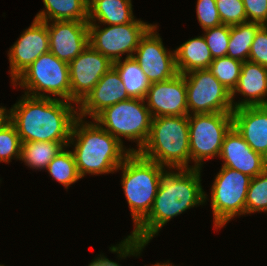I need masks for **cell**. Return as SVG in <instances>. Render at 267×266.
<instances>
[{
    "mask_svg": "<svg viewBox=\"0 0 267 266\" xmlns=\"http://www.w3.org/2000/svg\"><path fill=\"white\" fill-rule=\"evenodd\" d=\"M165 170L149 214L132 233L110 251L118 257L138 256L150 240L173 217L205 203L208 195L201 186V168Z\"/></svg>",
    "mask_w": 267,
    "mask_h": 266,
    "instance_id": "cell-1",
    "label": "cell"
},
{
    "mask_svg": "<svg viewBox=\"0 0 267 266\" xmlns=\"http://www.w3.org/2000/svg\"><path fill=\"white\" fill-rule=\"evenodd\" d=\"M10 109L21 142H69L78 110L72 102L23 95Z\"/></svg>",
    "mask_w": 267,
    "mask_h": 266,
    "instance_id": "cell-2",
    "label": "cell"
},
{
    "mask_svg": "<svg viewBox=\"0 0 267 266\" xmlns=\"http://www.w3.org/2000/svg\"><path fill=\"white\" fill-rule=\"evenodd\" d=\"M70 144L75 147L72 153L81 178L87 173H114L124 159L134 152V148L126 149L96 121L87 123L80 117L74 122L68 146Z\"/></svg>",
    "mask_w": 267,
    "mask_h": 266,
    "instance_id": "cell-3",
    "label": "cell"
},
{
    "mask_svg": "<svg viewBox=\"0 0 267 266\" xmlns=\"http://www.w3.org/2000/svg\"><path fill=\"white\" fill-rule=\"evenodd\" d=\"M138 153L169 169H192L188 165L191 159L188 116L154 117L149 137Z\"/></svg>",
    "mask_w": 267,
    "mask_h": 266,
    "instance_id": "cell-4",
    "label": "cell"
},
{
    "mask_svg": "<svg viewBox=\"0 0 267 266\" xmlns=\"http://www.w3.org/2000/svg\"><path fill=\"white\" fill-rule=\"evenodd\" d=\"M117 170H122L121 183L135 228L149 214L166 169L131 152Z\"/></svg>",
    "mask_w": 267,
    "mask_h": 266,
    "instance_id": "cell-5",
    "label": "cell"
},
{
    "mask_svg": "<svg viewBox=\"0 0 267 266\" xmlns=\"http://www.w3.org/2000/svg\"><path fill=\"white\" fill-rule=\"evenodd\" d=\"M152 115L144 99L130 98L105 108L93 120L123 144L121 136L137 141L139 152L151 129Z\"/></svg>",
    "mask_w": 267,
    "mask_h": 266,
    "instance_id": "cell-6",
    "label": "cell"
},
{
    "mask_svg": "<svg viewBox=\"0 0 267 266\" xmlns=\"http://www.w3.org/2000/svg\"><path fill=\"white\" fill-rule=\"evenodd\" d=\"M12 84L26 89L24 94L32 97L45 98L51 94L71 102L69 63L59 60L51 52L36 59Z\"/></svg>",
    "mask_w": 267,
    "mask_h": 266,
    "instance_id": "cell-7",
    "label": "cell"
},
{
    "mask_svg": "<svg viewBox=\"0 0 267 266\" xmlns=\"http://www.w3.org/2000/svg\"><path fill=\"white\" fill-rule=\"evenodd\" d=\"M188 124L192 168H201L203 160L220 155L224 137L233 126L232 113L190 114Z\"/></svg>",
    "mask_w": 267,
    "mask_h": 266,
    "instance_id": "cell-8",
    "label": "cell"
},
{
    "mask_svg": "<svg viewBox=\"0 0 267 266\" xmlns=\"http://www.w3.org/2000/svg\"><path fill=\"white\" fill-rule=\"evenodd\" d=\"M211 186L214 228L224 227L235 216L245 214L248 187L252 177L222 166Z\"/></svg>",
    "mask_w": 267,
    "mask_h": 266,
    "instance_id": "cell-9",
    "label": "cell"
},
{
    "mask_svg": "<svg viewBox=\"0 0 267 266\" xmlns=\"http://www.w3.org/2000/svg\"><path fill=\"white\" fill-rule=\"evenodd\" d=\"M152 26L137 19L102 29L97 23H88L89 45L112 62L121 60L124 53H127L126 58L133 57L140 39Z\"/></svg>",
    "mask_w": 267,
    "mask_h": 266,
    "instance_id": "cell-10",
    "label": "cell"
},
{
    "mask_svg": "<svg viewBox=\"0 0 267 266\" xmlns=\"http://www.w3.org/2000/svg\"><path fill=\"white\" fill-rule=\"evenodd\" d=\"M184 77L188 115L191 113H232L234 108L231 93L208 69L193 70L184 74Z\"/></svg>",
    "mask_w": 267,
    "mask_h": 266,
    "instance_id": "cell-11",
    "label": "cell"
},
{
    "mask_svg": "<svg viewBox=\"0 0 267 266\" xmlns=\"http://www.w3.org/2000/svg\"><path fill=\"white\" fill-rule=\"evenodd\" d=\"M156 30L157 25H153L145 33L133 55L151 83L166 81L178 74L175 51L164 47Z\"/></svg>",
    "mask_w": 267,
    "mask_h": 266,
    "instance_id": "cell-12",
    "label": "cell"
},
{
    "mask_svg": "<svg viewBox=\"0 0 267 266\" xmlns=\"http://www.w3.org/2000/svg\"><path fill=\"white\" fill-rule=\"evenodd\" d=\"M113 67V62L90 45L69 63L71 102L79 105Z\"/></svg>",
    "mask_w": 267,
    "mask_h": 266,
    "instance_id": "cell-13",
    "label": "cell"
},
{
    "mask_svg": "<svg viewBox=\"0 0 267 266\" xmlns=\"http://www.w3.org/2000/svg\"><path fill=\"white\" fill-rule=\"evenodd\" d=\"M50 41L46 22L35 19L9 49L12 82L36 59L49 52Z\"/></svg>",
    "mask_w": 267,
    "mask_h": 266,
    "instance_id": "cell-14",
    "label": "cell"
},
{
    "mask_svg": "<svg viewBox=\"0 0 267 266\" xmlns=\"http://www.w3.org/2000/svg\"><path fill=\"white\" fill-rule=\"evenodd\" d=\"M152 117L188 116L186 82L184 74L151 83L144 98Z\"/></svg>",
    "mask_w": 267,
    "mask_h": 266,
    "instance_id": "cell-15",
    "label": "cell"
},
{
    "mask_svg": "<svg viewBox=\"0 0 267 266\" xmlns=\"http://www.w3.org/2000/svg\"><path fill=\"white\" fill-rule=\"evenodd\" d=\"M46 22L50 49L59 60L70 63L89 46L88 21Z\"/></svg>",
    "mask_w": 267,
    "mask_h": 266,
    "instance_id": "cell-16",
    "label": "cell"
},
{
    "mask_svg": "<svg viewBox=\"0 0 267 266\" xmlns=\"http://www.w3.org/2000/svg\"><path fill=\"white\" fill-rule=\"evenodd\" d=\"M219 157L223 159L222 166L235 169L252 178L266 169L265 158L253 151L233 126L224 137Z\"/></svg>",
    "mask_w": 267,
    "mask_h": 266,
    "instance_id": "cell-17",
    "label": "cell"
},
{
    "mask_svg": "<svg viewBox=\"0 0 267 266\" xmlns=\"http://www.w3.org/2000/svg\"><path fill=\"white\" fill-rule=\"evenodd\" d=\"M130 99L118 72L112 67L106 72L87 97L76 106L78 117L95 118L105 108Z\"/></svg>",
    "mask_w": 267,
    "mask_h": 266,
    "instance_id": "cell-18",
    "label": "cell"
},
{
    "mask_svg": "<svg viewBox=\"0 0 267 266\" xmlns=\"http://www.w3.org/2000/svg\"><path fill=\"white\" fill-rule=\"evenodd\" d=\"M233 127L256 153L267 155V107L244 106L232 111Z\"/></svg>",
    "mask_w": 267,
    "mask_h": 266,
    "instance_id": "cell-19",
    "label": "cell"
},
{
    "mask_svg": "<svg viewBox=\"0 0 267 266\" xmlns=\"http://www.w3.org/2000/svg\"><path fill=\"white\" fill-rule=\"evenodd\" d=\"M236 93L246 98L235 103L233 99ZM265 96H267V67L251 61L243 62L237 86L231 92L233 108L264 105L267 100Z\"/></svg>",
    "mask_w": 267,
    "mask_h": 266,
    "instance_id": "cell-20",
    "label": "cell"
},
{
    "mask_svg": "<svg viewBox=\"0 0 267 266\" xmlns=\"http://www.w3.org/2000/svg\"><path fill=\"white\" fill-rule=\"evenodd\" d=\"M131 0H89L88 23L127 24L135 20Z\"/></svg>",
    "mask_w": 267,
    "mask_h": 266,
    "instance_id": "cell-21",
    "label": "cell"
},
{
    "mask_svg": "<svg viewBox=\"0 0 267 266\" xmlns=\"http://www.w3.org/2000/svg\"><path fill=\"white\" fill-rule=\"evenodd\" d=\"M174 51L176 69L180 74H186L193 70L208 69L213 61L204 36L187 40Z\"/></svg>",
    "mask_w": 267,
    "mask_h": 266,
    "instance_id": "cell-22",
    "label": "cell"
},
{
    "mask_svg": "<svg viewBox=\"0 0 267 266\" xmlns=\"http://www.w3.org/2000/svg\"><path fill=\"white\" fill-rule=\"evenodd\" d=\"M46 10L35 19L51 21H88V0H43Z\"/></svg>",
    "mask_w": 267,
    "mask_h": 266,
    "instance_id": "cell-23",
    "label": "cell"
},
{
    "mask_svg": "<svg viewBox=\"0 0 267 266\" xmlns=\"http://www.w3.org/2000/svg\"><path fill=\"white\" fill-rule=\"evenodd\" d=\"M113 68L118 72L130 98H145L151 82L133 57L113 62Z\"/></svg>",
    "mask_w": 267,
    "mask_h": 266,
    "instance_id": "cell-24",
    "label": "cell"
},
{
    "mask_svg": "<svg viewBox=\"0 0 267 266\" xmlns=\"http://www.w3.org/2000/svg\"><path fill=\"white\" fill-rule=\"evenodd\" d=\"M69 142H46L32 141L23 142L21 146L20 160L30 168L46 169L53 158L59 154L63 148H67Z\"/></svg>",
    "mask_w": 267,
    "mask_h": 266,
    "instance_id": "cell-25",
    "label": "cell"
},
{
    "mask_svg": "<svg viewBox=\"0 0 267 266\" xmlns=\"http://www.w3.org/2000/svg\"><path fill=\"white\" fill-rule=\"evenodd\" d=\"M262 26V24L256 22H244L231 25L227 57L241 62L248 61L254 37Z\"/></svg>",
    "mask_w": 267,
    "mask_h": 266,
    "instance_id": "cell-26",
    "label": "cell"
},
{
    "mask_svg": "<svg viewBox=\"0 0 267 266\" xmlns=\"http://www.w3.org/2000/svg\"><path fill=\"white\" fill-rule=\"evenodd\" d=\"M47 171L59 183L68 187L77 182L81 177L78 174L75 159L72 151H67L64 148L57 154L48 164Z\"/></svg>",
    "mask_w": 267,
    "mask_h": 266,
    "instance_id": "cell-27",
    "label": "cell"
},
{
    "mask_svg": "<svg viewBox=\"0 0 267 266\" xmlns=\"http://www.w3.org/2000/svg\"><path fill=\"white\" fill-rule=\"evenodd\" d=\"M243 62L230 57L214 58L208 67L216 79L231 93L237 86Z\"/></svg>",
    "mask_w": 267,
    "mask_h": 266,
    "instance_id": "cell-28",
    "label": "cell"
},
{
    "mask_svg": "<svg viewBox=\"0 0 267 266\" xmlns=\"http://www.w3.org/2000/svg\"><path fill=\"white\" fill-rule=\"evenodd\" d=\"M267 211V168L251 179L245 203V214Z\"/></svg>",
    "mask_w": 267,
    "mask_h": 266,
    "instance_id": "cell-29",
    "label": "cell"
},
{
    "mask_svg": "<svg viewBox=\"0 0 267 266\" xmlns=\"http://www.w3.org/2000/svg\"><path fill=\"white\" fill-rule=\"evenodd\" d=\"M22 142L15 126L9 121L0 129V162L20 160Z\"/></svg>",
    "mask_w": 267,
    "mask_h": 266,
    "instance_id": "cell-30",
    "label": "cell"
},
{
    "mask_svg": "<svg viewBox=\"0 0 267 266\" xmlns=\"http://www.w3.org/2000/svg\"><path fill=\"white\" fill-rule=\"evenodd\" d=\"M204 31L206 33L203 36L213 59L227 56L230 40V25L221 24L213 28H207Z\"/></svg>",
    "mask_w": 267,
    "mask_h": 266,
    "instance_id": "cell-31",
    "label": "cell"
},
{
    "mask_svg": "<svg viewBox=\"0 0 267 266\" xmlns=\"http://www.w3.org/2000/svg\"><path fill=\"white\" fill-rule=\"evenodd\" d=\"M222 24L236 25L247 22L243 0H215Z\"/></svg>",
    "mask_w": 267,
    "mask_h": 266,
    "instance_id": "cell-32",
    "label": "cell"
},
{
    "mask_svg": "<svg viewBox=\"0 0 267 266\" xmlns=\"http://www.w3.org/2000/svg\"><path fill=\"white\" fill-rule=\"evenodd\" d=\"M196 5L198 22L203 30L222 24L215 0H197Z\"/></svg>",
    "mask_w": 267,
    "mask_h": 266,
    "instance_id": "cell-33",
    "label": "cell"
},
{
    "mask_svg": "<svg viewBox=\"0 0 267 266\" xmlns=\"http://www.w3.org/2000/svg\"><path fill=\"white\" fill-rule=\"evenodd\" d=\"M248 61L267 67V25H263L257 31L251 45Z\"/></svg>",
    "mask_w": 267,
    "mask_h": 266,
    "instance_id": "cell-34",
    "label": "cell"
},
{
    "mask_svg": "<svg viewBox=\"0 0 267 266\" xmlns=\"http://www.w3.org/2000/svg\"><path fill=\"white\" fill-rule=\"evenodd\" d=\"M247 22L267 25V0H243Z\"/></svg>",
    "mask_w": 267,
    "mask_h": 266,
    "instance_id": "cell-35",
    "label": "cell"
},
{
    "mask_svg": "<svg viewBox=\"0 0 267 266\" xmlns=\"http://www.w3.org/2000/svg\"><path fill=\"white\" fill-rule=\"evenodd\" d=\"M88 266H120V264L100 254V256L94 259Z\"/></svg>",
    "mask_w": 267,
    "mask_h": 266,
    "instance_id": "cell-36",
    "label": "cell"
},
{
    "mask_svg": "<svg viewBox=\"0 0 267 266\" xmlns=\"http://www.w3.org/2000/svg\"><path fill=\"white\" fill-rule=\"evenodd\" d=\"M10 121V110L0 107V129Z\"/></svg>",
    "mask_w": 267,
    "mask_h": 266,
    "instance_id": "cell-37",
    "label": "cell"
},
{
    "mask_svg": "<svg viewBox=\"0 0 267 266\" xmlns=\"http://www.w3.org/2000/svg\"><path fill=\"white\" fill-rule=\"evenodd\" d=\"M169 261H167V263H163V264H160V263H156L154 265H151V266H174L172 265L171 263H168ZM146 266V265H145Z\"/></svg>",
    "mask_w": 267,
    "mask_h": 266,
    "instance_id": "cell-38",
    "label": "cell"
},
{
    "mask_svg": "<svg viewBox=\"0 0 267 266\" xmlns=\"http://www.w3.org/2000/svg\"><path fill=\"white\" fill-rule=\"evenodd\" d=\"M265 162H266V168H267V155H266V157H265Z\"/></svg>",
    "mask_w": 267,
    "mask_h": 266,
    "instance_id": "cell-39",
    "label": "cell"
}]
</instances>
